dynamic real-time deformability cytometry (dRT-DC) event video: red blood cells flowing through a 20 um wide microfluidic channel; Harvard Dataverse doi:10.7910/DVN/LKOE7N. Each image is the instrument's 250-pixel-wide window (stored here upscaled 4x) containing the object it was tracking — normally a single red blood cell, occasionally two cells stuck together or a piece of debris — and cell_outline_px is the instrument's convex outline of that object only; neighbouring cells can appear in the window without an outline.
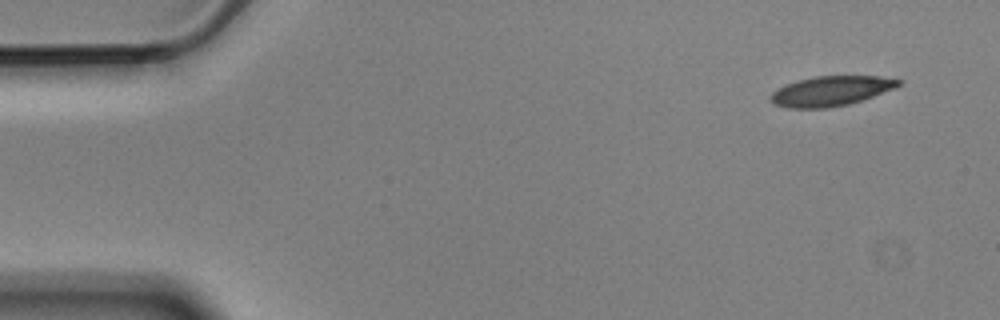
{"species": "Egyptian fruit bat (a non-hibernating species)", "species_latin": "Rousettus aegyptiacus", "temperature_condition": "cold", "stored_images_in_passage": 4, "camera_frame_rate_fps": 3000, "um_per_image_px": 0.085, "animal": {"sex": "male"}, "frame": {"image": 1, "passage_image": 1, "time_ms": 0.0, "image_size_px": [1000, 320], "cell_outline_px": [[900, 84], [892, 88], [872, 96], [848, 104], [828, 108], [788, 108], [776, 104], [772, 100], [772, 92], [788, 84], [800, 80], [816, 76], [880, 76], [900, 80]], "centroid_in_image_um": [70.63, 7.73], "position_along_channel_um": 14.4, "area_um2": 21.56}}
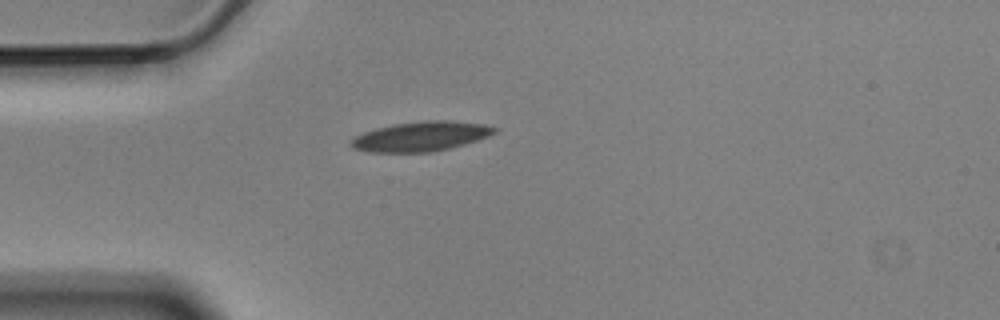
{"frame": {"image": 2, "passage_image": 4, "time_ms": 1.0, "image_size_px": [1000, 320], "cell_outline_px": [[496, 132], [488, 136], [464, 144], [432, 152], [368, 152], [352, 148], [348, 144], [356, 136], [364, 132], [376, 128], [392, 124], [424, 120], [452, 120], [484, 124], [496, 128]], "centroid_in_image_um": [35.75, 11.58], "position_along_channel_um": 49.3, "area_um2": 24.8}}